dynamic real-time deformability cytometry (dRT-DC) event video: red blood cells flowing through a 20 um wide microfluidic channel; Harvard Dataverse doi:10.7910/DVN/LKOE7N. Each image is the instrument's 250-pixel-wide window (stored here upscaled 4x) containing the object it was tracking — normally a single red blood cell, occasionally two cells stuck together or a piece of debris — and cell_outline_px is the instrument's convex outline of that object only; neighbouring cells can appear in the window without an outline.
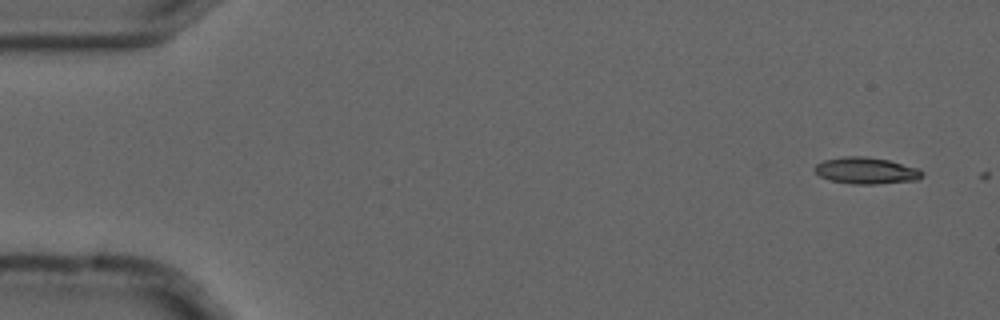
{"species": "common noctule bat (a hibernating species)", "species_latin": "Nyctalus noctula", "temperature_condition": "cold", "stored_images_in_passage": 2, "camera_frame_rate_fps": 3000, "um_per_image_px": 0.085, "animal": {"sex": "male", "forearm_length_mm": 52.5}, "frame": {"image": 1, "passage_image": 1, "time_ms": 0.0, "image_size_px": [1000, 320], "cell_outline_px": [[924, 176], [916, 180], [876, 184], [852, 184], [832, 180], [820, 176], [816, 172], [816, 164], [824, 160], [844, 156], [864, 156], [888, 160], [920, 168], [924, 172]], "centroid_in_image_um": [73.68, 14.5], "position_along_channel_um": 11.3, "area_um2": 16.59}}